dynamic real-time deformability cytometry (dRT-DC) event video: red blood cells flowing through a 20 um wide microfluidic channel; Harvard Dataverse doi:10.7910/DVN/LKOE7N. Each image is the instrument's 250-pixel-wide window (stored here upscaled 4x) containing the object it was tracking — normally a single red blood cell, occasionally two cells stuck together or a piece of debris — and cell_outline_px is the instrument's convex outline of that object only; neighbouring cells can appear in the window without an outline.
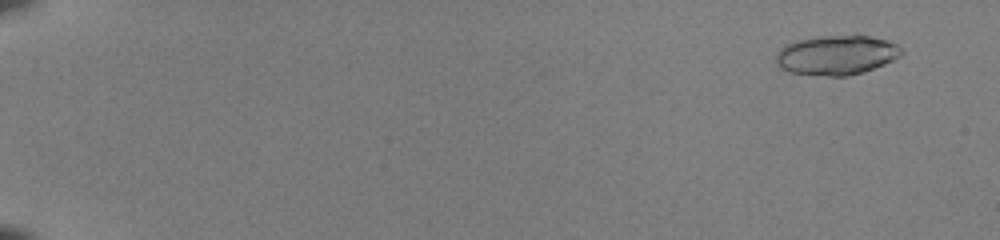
{"species": "common noctule bat (a hibernating species)", "species_latin": "Nyctalus noctula", "temperature_condition": "room temperature", "stored_images_in_passage": 52, "camera_frame_rate_fps": 3000, "um_per_image_px": 0.085, "animal": {"sex": "female", "body_mass_g": 22.0, "forearm_length_mm": 56.7}, "frame": {"image": 1, "passage_image": 4, "time_ms": 1.0, "image_size_px": [1000, 240], "cell_outline_px": [[904, 52], [900, 56], [884, 64], [864, 72], [848, 76], [828, 76], [788, 72], [780, 68], [776, 64], [776, 52], [780, 48], [796, 40], [824, 36], [868, 36], [888, 40], [904, 48]], "centroid_in_image_um": [71.11, 4.69], "position_along_channel_um": 13.9, "area_um2": 28.96}}
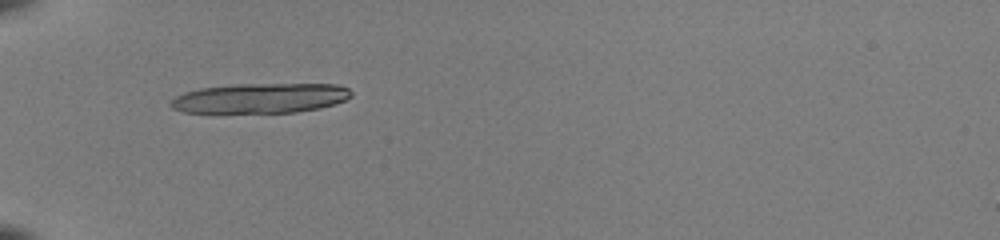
{"frame": {"image": 2, "passage_image": 20, "time_ms": 6.333, "image_size_px": [1000, 240], "cell_outline_px": [[352, 96], [344, 100], [320, 108], [296, 112], [184, 112], [172, 108], [168, 104], [176, 96], [184, 92], [200, 88], [236, 84], [336, 84], [348, 88], [352, 92]], "centroid_in_image_um": [22.12, 8.33], "position_along_channel_um": 62.9, "area_um2": 31.27}}